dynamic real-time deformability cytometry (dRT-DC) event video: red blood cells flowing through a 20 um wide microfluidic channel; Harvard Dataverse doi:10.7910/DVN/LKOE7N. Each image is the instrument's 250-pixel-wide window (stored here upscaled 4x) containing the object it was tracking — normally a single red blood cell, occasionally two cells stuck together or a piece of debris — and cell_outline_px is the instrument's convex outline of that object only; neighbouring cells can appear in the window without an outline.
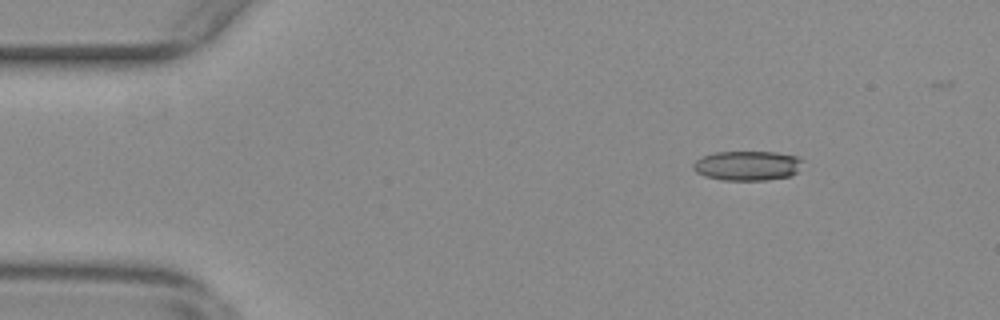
{"species": "common noctule bat (a hibernating species)", "species_latin": "Nyctalus noctula", "temperature_condition": "warm", "stored_images_in_passage": 56, "camera_frame_rate_fps": 3000, "um_per_image_px": 0.085, "animal": {"sex": "female", "body_mass_g": 29.2, "forearm_length_mm": 56.3}, "frame": {"image": 1, "passage_image": 8, "time_ms": 2.333, "image_size_px": [1000, 320], "cell_outline_px": [[804, 160], [796, 172], [788, 176], [764, 180], [724, 180], [704, 176], [696, 172], [692, 168], [692, 164], [696, 160], [704, 156], [716, 152], [776, 152], [796, 156]], "centroid_in_image_um": [63.51, 14.08], "position_along_channel_um": 21.5, "area_um2": 18.79}}
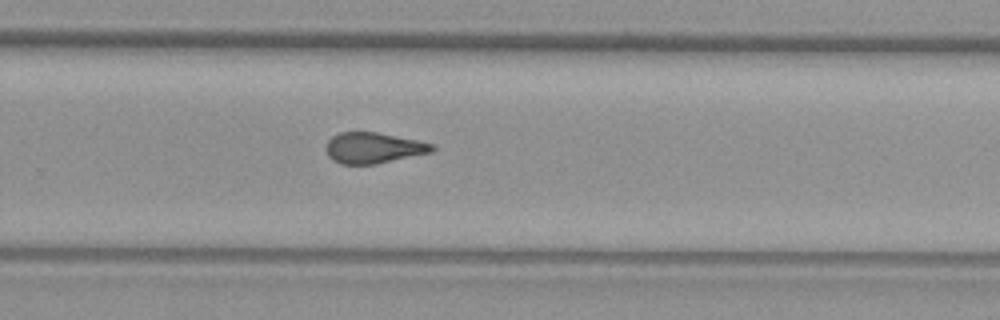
{"frame": {"image": 2, "passage_image": 37, "time_ms": 12.0, "image_size_px": [1000, 320], "cell_outline_px": [[436, 148], [432, 152], [376, 164], [340, 164], [332, 160], [328, 156], [324, 148], [328, 140], [332, 136], [340, 132], [376, 132], [416, 140], [432, 144]], "centroid_in_image_um": [31.69, 12.58], "position_along_channel_um": 298.1, "area_um2": 19.07}}
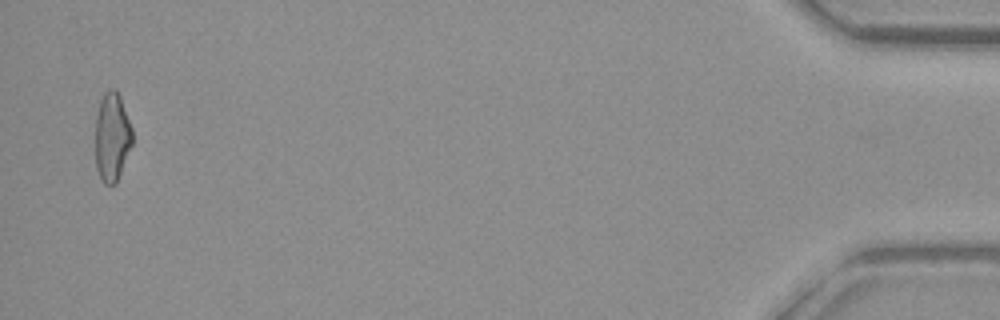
{"frame": {"image": 3, "passage_image": 55, "time_ms": 18.0, "image_size_px": [1000, 320], "cell_outline_px": [[132, 144], [116, 184], [104, 184], [96, 168], [96, 116], [100, 100], [104, 92], [108, 88], [116, 88], [120, 96], [132, 128]], "centroid_in_image_um": [9.52, 11.61], "position_along_channel_um": 425.7, "area_um2": 19.13}, "authors_computed_cell_mechanics": {"area_um2": 19.652, "velocity_mm_per_s": 3.7213, "shape_relaxation_time_tau1_ms": null, "shape_relaxation_time_tau2_ms": 2.4573, "deformation_change_tau1": null, "deformation_change_tau2": 0.1068}}